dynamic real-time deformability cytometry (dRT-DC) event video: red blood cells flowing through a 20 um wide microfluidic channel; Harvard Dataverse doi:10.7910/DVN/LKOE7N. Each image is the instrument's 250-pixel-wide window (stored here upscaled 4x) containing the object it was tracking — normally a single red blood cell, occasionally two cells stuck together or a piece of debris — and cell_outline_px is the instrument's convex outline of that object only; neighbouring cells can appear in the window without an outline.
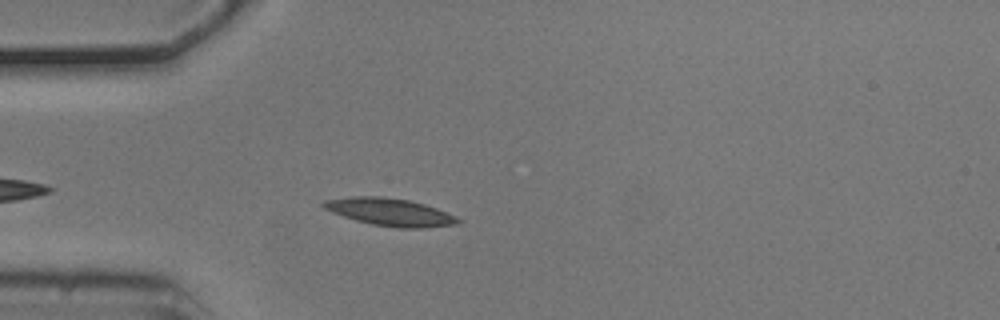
{"species": "common noctule bat (a hibernating species)", "species_latin": "Nyctalus noctula", "temperature_condition": "cold", "stored_images_in_passage": 43, "camera_frame_rate_fps": 3000, "um_per_image_px": 0.085, "animal": {"sex": "male", "body_mass_g": 20.5, "forearm_length_mm": 52.5}, "frame": {"image": 1, "passage_image": 6, "time_ms": 1.667, "image_size_px": [1000, 320], "cell_outline_px": [[464, 220], [456, 224], [424, 228], [400, 228], [372, 224], [356, 220], [332, 212], [324, 208], [320, 204], [324, 200], [352, 196], [380, 196], [408, 200], [424, 204], [436, 208], [456, 216]], "centroid_in_image_um": [33.16, 18.02], "position_along_channel_um": 51.8, "area_um2": 21.5}}
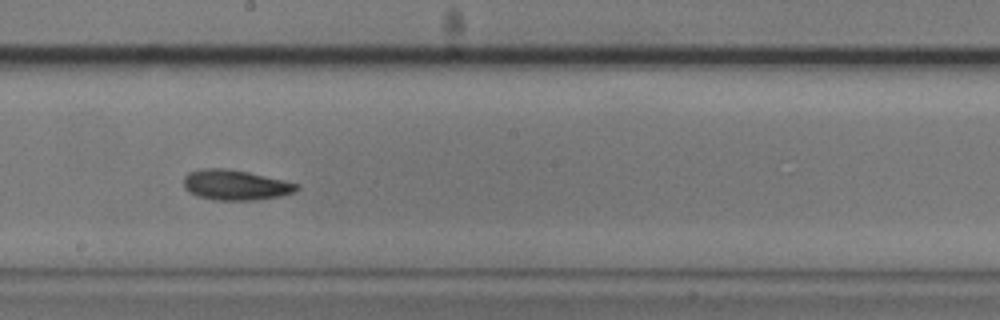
{"frame": {"image": 2, "passage_image": 21, "time_ms": 6.667, "image_size_px": [1000, 320], "cell_outline_px": [[300, 188], [292, 192], [280, 196], [252, 200], [216, 200], [200, 196], [188, 192], [184, 188], [184, 176], [188, 172], [200, 168], [228, 168], [248, 172], [284, 180], [300, 184]], "centroid_in_image_um": [19.99, 15.71], "position_along_channel_um": 228.2, "area_um2": 19.94}}
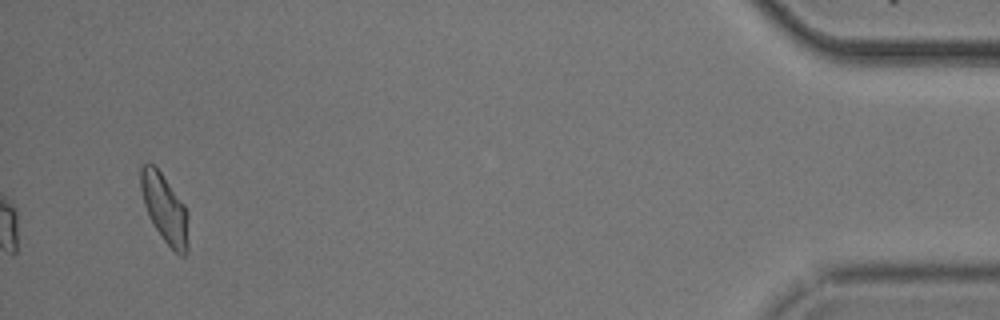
{"frame": {"image": 3, "passage_image": 43, "time_ms": 14.0, "image_size_px": [1000, 320], "cell_outline_px": [[188, 248], [184, 256], [180, 256], [164, 240], [156, 228], [144, 204], [140, 188], [140, 164], [148, 160], [160, 172], [184, 204], [188, 212]], "centroid_in_image_um": [14.0, 17.69], "position_along_channel_um": 421.2, "area_um2": 18.9}, "authors_computed_cell_mechanics": {"area_um2": 19.1318, "velocity_mm_per_s": 3.7046, "shape_relaxation_time_tau1_ms": 3.1123, "shape_relaxation_time_tau2_ms": 4.0525, "deformation_change_tau1": 0.1139, "deformation_change_tau2": 0.1073}}